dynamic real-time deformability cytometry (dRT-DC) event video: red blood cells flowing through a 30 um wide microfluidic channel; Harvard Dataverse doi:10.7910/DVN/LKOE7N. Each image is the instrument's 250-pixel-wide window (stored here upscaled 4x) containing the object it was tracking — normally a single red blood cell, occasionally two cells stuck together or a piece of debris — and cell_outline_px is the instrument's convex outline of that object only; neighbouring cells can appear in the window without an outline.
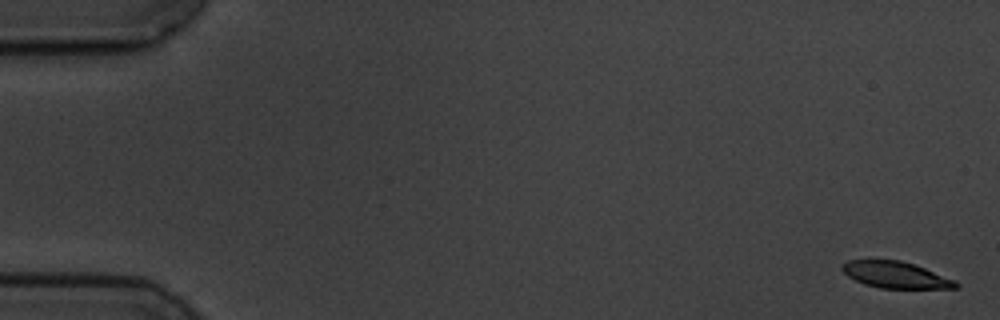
{"species": "common noctule bat (a hibernating species)", "species_latin": "Nyctalus noctula", "temperature_condition": "cold", "stored_images_in_passage": 6, "camera_frame_rate_fps": 3000, "um_per_image_px": 0.085, "animal": {"sex": "male", "body_mass_g": 19.5, "forearm_length_mm": 54.6}, "frame": {"image": 1, "passage_image": 1, "time_ms": 0.0, "image_size_px": [1000, 320], "cell_outline_px": [[960, 284], [956, 288], [880, 288], [864, 284], [848, 276], [840, 268], [840, 264], [848, 260], [900, 260], [916, 264], [956, 280]], "centroid_in_image_um": [76.14, 23.35], "position_along_channel_um": 8.9, "area_um2": 17.69}}
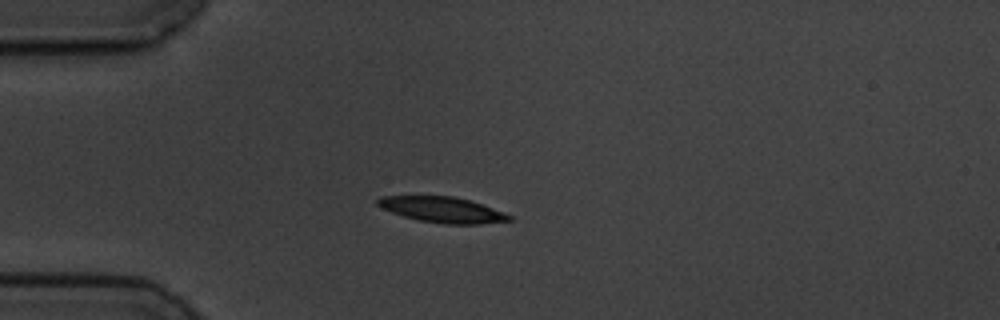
{"frame": {"image": 2, "passage_image": 5, "time_ms": 4.667, "image_size_px": [1000, 320], "cell_outline_px": [[512, 220], [480, 224], [444, 224], [420, 220], [404, 216], [380, 208], [376, 204], [376, 200], [380, 196], [452, 196], [468, 200], [504, 212], [512, 216]], "centroid_in_image_um": [37.57, 17.82], "position_along_channel_um": 47.4, "area_um2": 19.48}}